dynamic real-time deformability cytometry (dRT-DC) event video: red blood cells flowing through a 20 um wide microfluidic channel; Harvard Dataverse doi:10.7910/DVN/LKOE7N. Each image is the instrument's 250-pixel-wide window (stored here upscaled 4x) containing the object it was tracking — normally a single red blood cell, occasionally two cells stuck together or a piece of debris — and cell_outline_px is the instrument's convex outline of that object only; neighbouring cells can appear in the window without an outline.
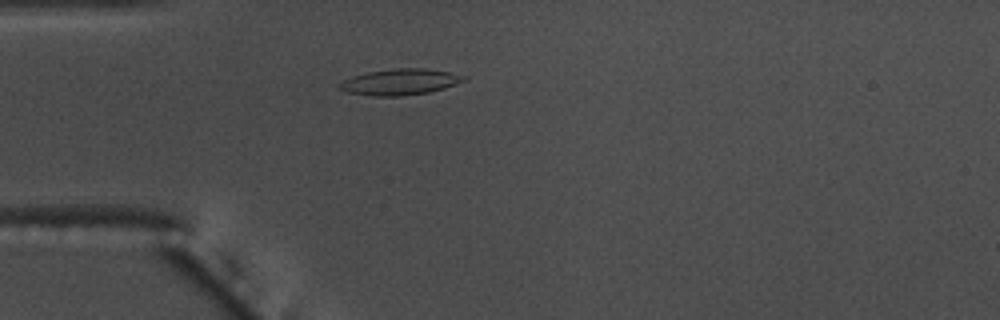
{"species": "common noctule bat (a hibernating species)", "species_latin": "Nyctalus noctula", "temperature_condition": "warm", "stored_images_in_passage": 40, "camera_frame_rate_fps": 3000, "um_per_image_px": 0.085, "animal": {"sex": "male", "body_mass_g": 17.5, "forearm_length_mm": 52.3}, "frame": {"image": 1, "passage_image": 1, "time_ms": 0.0, "image_size_px": [1000, 320], "cell_outline_px": [[464, 80], [444, 88], [428, 92], [404, 96], [372, 96], [348, 92], [336, 88], [344, 80], [352, 76], [368, 72], [392, 68], [424, 68], [448, 72], [464, 76]], "centroid_in_image_um": [33.94, 6.97], "position_along_channel_um": 51.1, "area_um2": 18.67}}
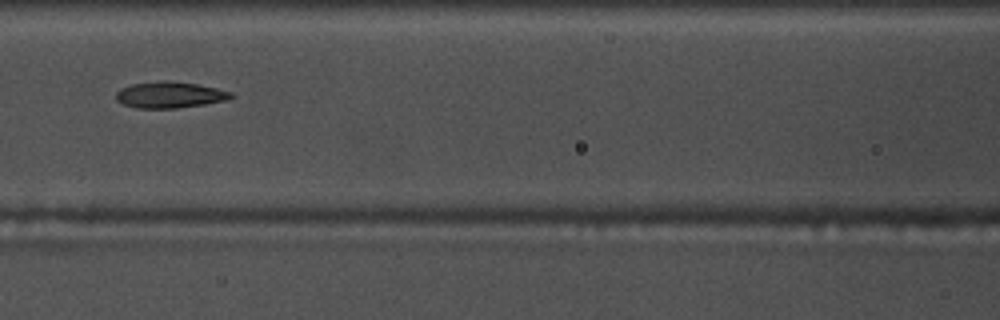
{"frame": {"image": 2, "passage_image": 10, "time_ms": 3.0, "image_size_px": [1000, 320], "cell_outline_px": [[236, 96], [228, 100], [204, 104], [176, 108], [136, 108], [124, 104], [116, 100], [116, 92], [120, 88], [132, 84], [160, 80], [168, 80], [196, 84], [216, 88], [232, 92]], "centroid_in_image_um": [14.44, 8.05], "position_along_channel_um": 152.2, "area_um2": 17.69}}
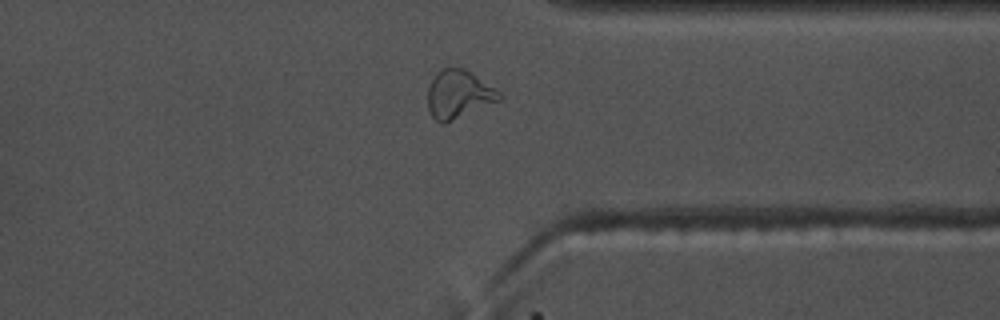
{"frame": {"image": 3, "passage_image": 28, "time_ms": 9.0, "image_size_px": [1000, 320], "cell_outline_px": [[504, 96], [500, 100], [444, 124], [436, 120], [432, 116], [428, 108], [428, 88], [436, 72], [444, 68], [464, 68], [500, 92]], "centroid_in_image_um": [38.97, 8.02], "position_along_channel_um": 372.4, "area_um2": 19.83}, "authors_computed_cell_mechanics": {"area_um2": 18.0336, "velocity_mm_per_s": 3.7212, "shape_relaxation_time_tau1_ms": null, "shape_relaxation_time_tau2_ms": 1.9084, "deformation_change_tau1": null, "deformation_change_tau2": 0.0873}}